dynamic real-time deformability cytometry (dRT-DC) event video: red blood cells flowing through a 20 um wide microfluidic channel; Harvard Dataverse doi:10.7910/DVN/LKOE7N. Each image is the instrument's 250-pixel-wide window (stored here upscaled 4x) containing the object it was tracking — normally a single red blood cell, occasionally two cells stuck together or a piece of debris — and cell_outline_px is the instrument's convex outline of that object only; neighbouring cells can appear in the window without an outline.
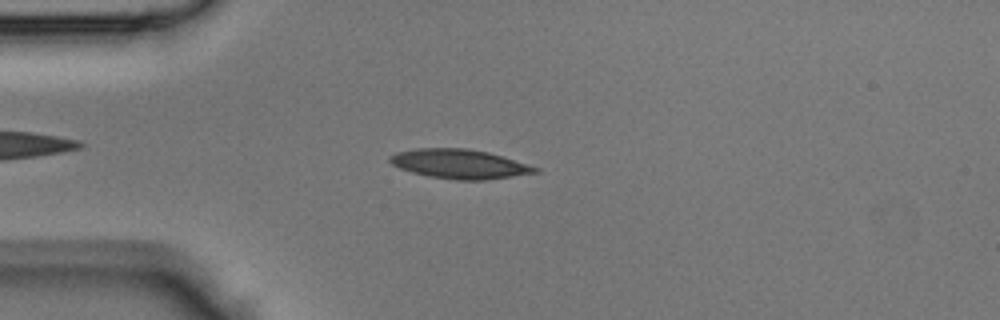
{"species": "Egyptian fruit bat (a non-hibernating species)", "species_latin": "Rousettus aegyptiacus", "temperature_condition": "room temperature", "stored_images_in_passage": 42, "camera_frame_rate_fps": 3000, "um_per_image_px": 0.085, "animal": {"sex": "male"}, "frame": {"image": 1, "passage_image": 10, "time_ms": 3.0, "image_size_px": [1000, 320], "cell_outline_px": [[540, 172], [484, 180], [456, 180], [428, 176], [412, 172], [400, 168], [392, 164], [388, 160], [388, 156], [396, 152], [416, 148], [464, 148], [488, 152], [540, 168]], "centroid_in_image_um": [39.03, 13.93], "position_along_channel_um": 46.0, "area_um2": 24.74}}
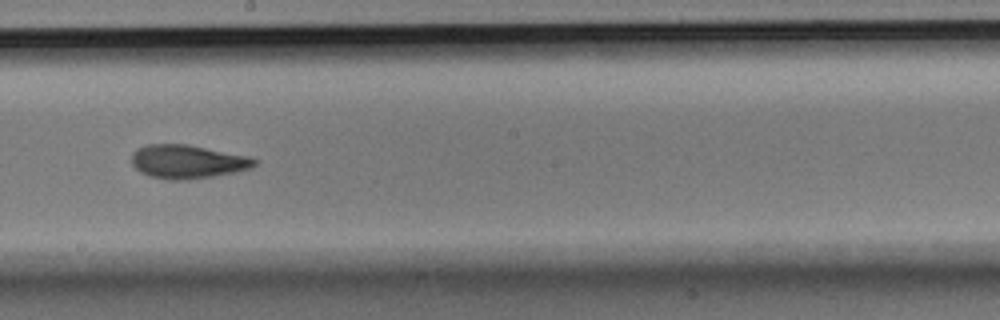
{"frame": {"image": 2, "passage_image": 23, "time_ms": 7.333, "image_size_px": [1000, 320], "cell_outline_px": [[260, 160], [252, 168], [236, 172], [188, 180], [168, 180], [152, 176], [140, 172], [132, 164], [132, 152], [136, 148], [148, 144], [188, 144], [252, 156]], "centroid_in_image_um": [15.99, 13.73], "position_along_channel_um": 232.2, "area_um2": 24.45}}
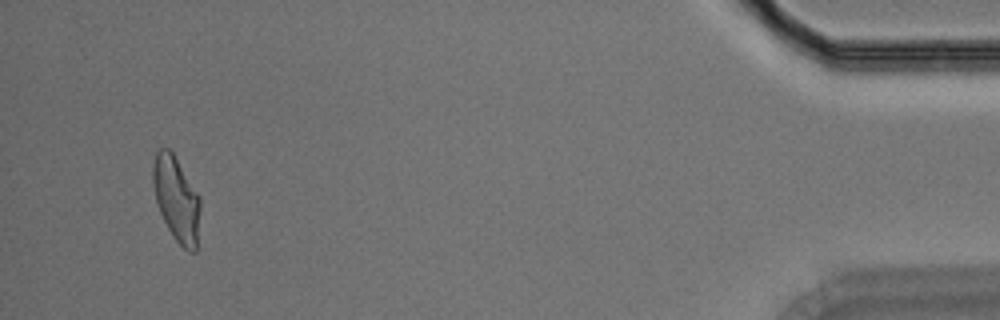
{"frame": {"image": 3, "passage_image": 40, "time_ms": 13.0, "image_size_px": [1000, 320], "cell_outline_px": [[200, 212], [196, 252], [188, 252], [176, 240], [168, 228], [156, 204], [152, 184], [152, 168], [156, 152], [160, 148], [168, 148], [172, 152], [200, 196]], "centroid_in_image_um": [14.99, 16.91], "position_along_channel_um": 420.2, "area_um2": 23.41}}